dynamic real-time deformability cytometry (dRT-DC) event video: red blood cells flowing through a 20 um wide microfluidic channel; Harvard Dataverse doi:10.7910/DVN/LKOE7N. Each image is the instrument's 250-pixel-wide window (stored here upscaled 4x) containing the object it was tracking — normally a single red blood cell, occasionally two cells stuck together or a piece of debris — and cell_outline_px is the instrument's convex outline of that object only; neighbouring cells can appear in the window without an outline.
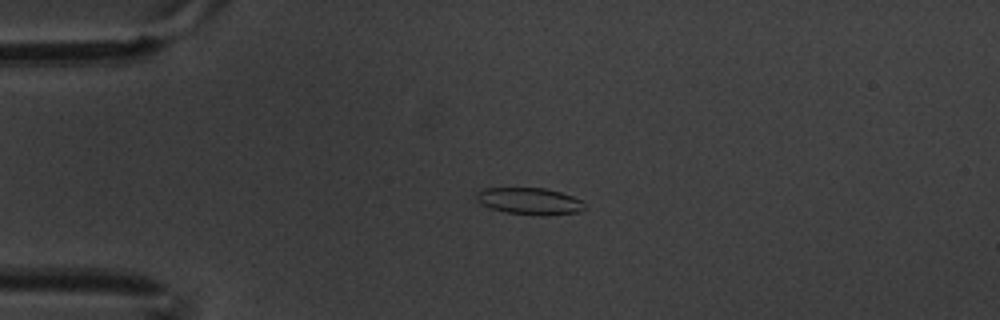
{"species": "common noctule bat (a hibernating species)", "species_latin": "Nyctalus noctula", "temperature_condition": "warm", "stored_images_in_passage": 3, "camera_frame_rate_fps": 3000, "um_per_image_px": 0.085, "animal": {"sex": "male", "body_mass_g": 20.1, "forearm_length_mm": 53.5}, "frame": {"image": 1, "passage_image": 2, "time_ms": 0.333, "image_size_px": [1000, 320], "cell_outline_px": [[588, 208], [576, 212], [544, 216], [536, 216], [508, 212], [492, 208], [480, 204], [476, 200], [476, 192], [484, 188], [544, 188], [560, 192], [572, 196], [580, 200]], "centroid_in_image_um": [45.01, 17.1], "position_along_channel_um": 40.0, "area_um2": 16.94}}